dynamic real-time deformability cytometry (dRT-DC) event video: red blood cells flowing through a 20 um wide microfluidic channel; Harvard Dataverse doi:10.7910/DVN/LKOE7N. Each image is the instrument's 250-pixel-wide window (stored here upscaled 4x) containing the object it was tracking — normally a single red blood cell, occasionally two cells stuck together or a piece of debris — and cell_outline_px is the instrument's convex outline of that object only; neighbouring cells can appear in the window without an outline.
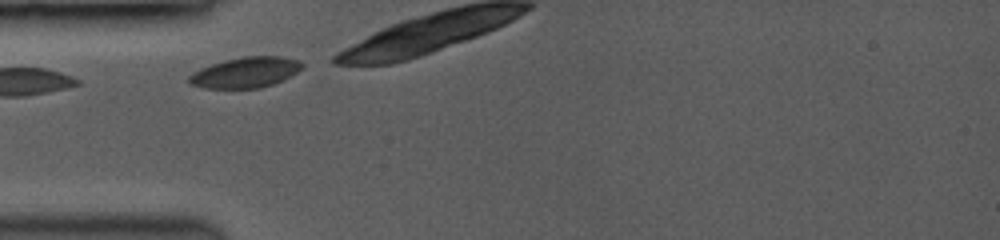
{"species": "common noctule bat (a hibernating species)", "species_latin": "Nyctalus noctula", "temperature_condition": "room temperature", "stored_images_in_passage": 3, "camera_frame_rate_fps": 3500, "um_per_image_px": 0.085, "animal": {"sex": "female", "body_mass_g": 19.0, "forearm_length_mm": 53.3}, "frame": {"image": 1, "passage_image": 1, "time_ms": 0.0, "image_size_px": [1000, 240], "cell_outline_px": [[304, 68], [272, 84], [256, 88], [204, 88], [192, 84], [188, 80], [188, 76], [200, 68], [224, 60], [244, 56], [280, 56], [296, 60], [304, 64]], "centroid_in_image_um": [20.85, 6.14], "position_along_channel_um": 64.2, "area_um2": 19.83}}